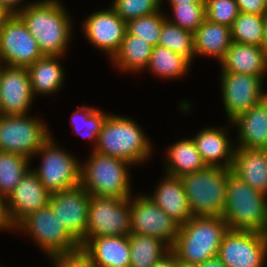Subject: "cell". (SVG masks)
<instances>
[{
    "label": "cell",
    "mask_w": 267,
    "mask_h": 267,
    "mask_svg": "<svg viewBox=\"0 0 267 267\" xmlns=\"http://www.w3.org/2000/svg\"><path fill=\"white\" fill-rule=\"evenodd\" d=\"M64 0H38L17 16L37 40L43 56H67L75 36L74 19Z\"/></svg>",
    "instance_id": "1"
},
{
    "label": "cell",
    "mask_w": 267,
    "mask_h": 267,
    "mask_svg": "<svg viewBox=\"0 0 267 267\" xmlns=\"http://www.w3.org/2000/svg\"><path fill=\"white\" fill-rule=\"evenodd\" d=\"M138 123L132 117L110 112L102 125L93 151L123 159L135 167L143 166L156 154V148L141 123Z\"/></svg>",
    "instance_id": "2"
},
{
    "label": "cell",
    "mask_w": 267,
    "mask_h": 267,
    "mask_svg": "<svg viewBox=\"0 0 267 267\" xmlns=\"http://www.w3.org/2000/svg\"><path fill=\"white\" fill-rule=\"evenodd\" d=\"M229 230L222 217L193 216L180 225L170 251L177 262L199 265L218 256L219 247Z\"/></svg>",
    "instance_id": "3"
},
{
    "label": "cell",
    "mask_w": 267,
    "mask_h": 267,
    "mask_svg": "<svg viewBox=\"0 0 267 267\" xmlns=\"http://www.w3.org/2000/svg\"><path fill=\"white\" fill-rule=\"evenodd\" d=\"M88 155L80 161V185L90 195L124 199L134 194L131 163L93 150Z\"/></svg>",
    "instance_id": "4"
},
{
    "label": "cell",
    "mask_w": 267,
    "mask_h": 267,
    "mask_svg": "<svg viewBox=\"0 0 267 267\" xmlns=\"http://www.w3.org/2000/svg\"><path fill=\"white\" fill-rule=\"evenodd\" d=\"M222 218L231 230L267 234V196L251 188L231 172L228 175Z\"/></svg>",
    "instance_id": "5"
},
{
    "label": "cell",
    "mask_w": 267,
    "mask_h": 267,
    "mask_svg": "<svg viewBox=\"0 0 267 267\" xmlns=\"http://www.w3.org/2000/svg\"><path fill=\"white\" fill-rule=\"evenodd\" d=\"M231 169L206 166L180 177L193 216L222 217Z\"/></svg>",
    "instance_id": "6"
},
{
    "label": "cell",
    "mask_w": 267,
    "mask_h": 267,
    "mask_svg": "<svg viewBox=\"0 0 267 267\" xmlns=\"http://www.w3.org/2000/svg\"><path fill=\"white\" fill-rule=\"evenodd\" d=\"M29 237L46 259L73 253L81 249L80 243L68 232L47 205L24 217L16 225V234Z\"/></svg>",
    "instance_id": "7"
},
{
    "label": "cell",
    "mask_w": 267,
    "mask_h": 267,
    "mask_svg": "<svg viewBox=\"0 0 267 267\" xmlns=\"http://www.w3.org/2000/svg\"><path fill=\"white\" fill-rule=\"evenodd\" d=\"M64 148L52 134L34 155L39 164L31 169L51 194L80 185L81 158Z\"/></svg>",
    "instance_id": "8"
},
{
    "label": "cell",
    "mask_w": 267,
    "mask_h": 267,
    "mask_svg": "<svg viewBox=\"0 0 267 267\" xmlns=\"http://www.w3.org/2000/svg\"><path fill=\"white\" fill-rule=\"evenodd\" d=\"M46 120L34 114H0V151L17 153L33 159L36 152L53 134Z\"/></svg>",
    "instance_id": "9"
},
{
    "label": "cell",
    "mask_w": 267,
    "mask_h": 267,
    "mask_svg": "<svg viewBox=\"0 0 267 267\" xmlns=\"http://www.w3.org/2000/svg\"><path fill=\"white\" fill-rule=\"evenodd\" d=\"M89 200L87 237L131 234V197L90 195Z\"/></svg>",
    "instance_id": "10"
},
{
    "label": "cell",
    "mask_w": 267,
    "mask_h": 267,
    "mask_svg": "<svg viewBox=\"0 0 267 267\" xmlns=\"http://www.w3.org/2000/svg\"><path fill=\"white\" fill-rule=\"evenodd\" d=\"M218 84L228 122H232L267 96L266 82L251 74L220 72Z\"/></svg>",
    "instance_id": "11"
},
{
    "label": "cell",
    "mask_w": 267,
    "mask_h": 267,
    "mask_svg": "<svg viewBox=\"0 0 267 267\" xmlns=\"http://www.w3.org/2000/svg\"><path fill=\"white\" fill-rule=\"evenodd\" d=\"M107 5L86 15L80 22V27L89 46L97 48L110 61L121 47L126 33V22Z\"/></svg>",
    "instance_id": "12"
},
{
    "label": "cell",
    "mask_w": 267,
    "mask_h": 267,
    "mask_svg": "<svg viewBox=\"0 0 267 267\" xmlns=\"http://www.w3.org/2000/svg\"><path fill=\"white\" fill-rule=\"evenodd\" d=\"M218 257L227 267H267V234L229 229Z\"/></svg>",
    "instance_id": "13"
},
{
    "label": "cell",
    "mask_w": 267,
    "mask_h": 267,
    "mask_svg": "<svg viewBox=\"0 0 267 267\" xmlns=\"http://www.w3.org/2000/svg\"><path fill=\"white\" fill-rule=\"evenodd\" d=\"M179 229L180 224L145 193H134L131 196V233L159 238L171 248Z\"/></svg>",
    "instance_id": "14"
},
{
    "label": "cell",
    "mask_w": 267,
    "mask_h": 267,
    "mask_svg": "<svg viewBox=\"0 0 267 267\" xmlns=\"http://www.w3.org/2000/svg\"><path fill=\"white\" fill-rule=\"evenodd\" d=\"M42 57L37 40L24 22L17 15H11L1 25L0 63L27 68Z\"/></svg>",
    "instance_id": "15"
},
{
    "label": "cell",
    "mask_w": 267,
    "mask_h": 267,
    "mask_svg": "<svg viewBox=\"0 0 267 267\" xmlns=\"http://www.w3.org/2000/svg\"><path fill=\"white\" fill-rule=\"evenodd\" d=\"M90 194L81 185L50 195L49 206L68 232L81 244L87 238Z\"/></svg>",
    "instance_id": "16"
},
{
    "label": "cell",
    "mask_w": 267,
    "mask_h": 267,
    "mask_svg": "<svg viewBox=\"0 0 267 267\" xmlns=\"http://www.w3.org/2000/svg\"><path fill=\"white\" fill-rule=\"evenodd\" d=\"M35 100L27 68L0 63V114H31Z\"/></svg>",
    "instance_id": "17"
},
{
    "label": "cell",
    "mask_w": 267,
    "mask_h": 267,
    "mask_svg": "<svg viewBox=\"0 0 267 267\" xmlns=\"http://www.w3.org/2000/svg\"><path fill=\"white\" fill-rule=\"evenodd\" d=\"M227 126H207L191 136L202 160L207 166L231 169L235 150V139L230 135L232 122L226 121ZM231 127V128H230ZM231 130V131H230Z\"/></svg>",
    "instance_id": "18"
},
{
    "label": "cell",
    "mask_w": 267,
    "mask_h": 267,
    "mask_svg": "<svg viewBox=\"0 0 267 267\" xmlns=\"http://www.w3.org/2000/svg\"><path fill=\"white\" fill-rule=\"evenodd\" d=\"M51 193L30 168L7 197L8 212L17 225L28 214L46 207Z\"/></svg>",
    "instance_id": "19"
},
{
    "label": "cell",
    "mask_w": 267,
    "mask_h": 267,
    "mask_svg": "<svg viewBox=\"0 0 267 267\" xmlns=\"http://www.w3.org/2000/svg\"><path fill=\"white\" fill-rule=\"evenodd\" d=\"M164 174V175H163ZM154 185V190L145 192L169 217L180 225L193 217L182 181L177 176L163 173Z\"/></svg>",
    "instance_id": "20"
},
{
    "label": "cell",
    "mask_w": 267,
    "mask_h": 267,
    "mask_svg": "<svg viewBox=\"0 0 267 267\" xmlns=\"http://www.w3.org/2000/svg\"><path fill=\"white\" fill-rule=\"evenodd\" d=\"M80 245L96 267H130L129 236L87 237Z\"/></svg>",
    "instance_id": "21"
},
{
    "label": "cell",
    "mask_w": 267,
    "mask_h": 267,
    "mask_svg": "<svg viewBox=\"0 0 267 267\" xmlns=\"http://www.w3.org/2000/svg\"><path fill=\"white\" fill-rule=\"evenodd\" d=\"M218 65L219 72L251 74L266 82L267 54L262 46L232 41Z\"/></svg>",
    "instance_id": "22"
},
{
    "label": "cell",
    "mask_w": 267,
    "mask_h": 267,
    "mask_svg": "<svg viewBox=\"0 0 267 267\" xmlns=\"http://www.w3.org/2000/svg\"><path fill=\"white\" fill-rule=\"evenodd\" d=\"M235 147L267 149V96L232 121Z\"/></svg>",
    "instance_id": "23"
},
{
    "label": "cell",
    "mask_w": 267,
    "mask_h": 267,
    "mask_svg": "<svg viewBox=\"0 0 267 267\" xmlns=\"http://www.w3.org/2000/svg\"><path fill=\"white\" fill-rule=\"evenodd\" d=\"M65 58L66 56H43L27 67L32 92L36 99L39 96L58 95L64 88L65 78H67L63 65Z\"/></svg>",
    "instance_id": "24"
},
{
    "label": "cell",
    "mask_w": 267,
    "mask_h": 267,
    "mask_svg": "<svg viewBox=\"0 0 267 267\" xmlns=\"http://www.w3.org/2000/svg\"><path fill=\"white\" fill-rule=\"evenodd\" d=\"M232 173L267 196V150L235 147Z\"/></svg>",
    "instance_id": "25"
},
{
    "label": "cell",
    "mask_w": 267,
    "mask_h": 267,
    "mask_svg": "<svg viewBox=\"0 0 267 267\" xmlns=\"http://www.w3.org/2000/svg\"><path fill=\"white\" fill-rule=\"evenodd\" d=\"M163 153V173L171 176L180 178L207 166L190 135L178 138L174 143L166 146Z\"/></svg>",
    "instance_id": "26"
},
{
    "label": "cell",
    "mask_w": 267,
    "mask_h": 267,
    "mask_svg": "<svg viewBox=\"0 0 267 267\" xmlns=\"http://www.w3.org/2000/svg\"><path fill=\"white\" fill-rule=\"evenodd\" d=\"M196 58L208 57L218 63L232 43L231 28L205 19L193 33Z\"/></svg>",
    "instance_id": "27"
},
{
    "label": "cell",
    "mask_w": 267,
    "mask_h": 267,
    "mask_svg": "<svg viewBox=\"0 0 267 267\" xmlns=\"http://www.w3.org/2000/svg\"><path fill=\"white\" fill-rule=\"evenodd\" d=\"M152 50L153 46L147 41L126 32L119 51L109 63L122 75L133 74L137 77L146 69Z\"/></svg>",
    "instance_id": "28"
},
{
    "label": "cell",
    "mask_w": 267,
    "mask_h": 267,
    "mask_svg": "<svg viewBox=\"0 0 267 267\" xmlns=\"http://www.w3.org/2000/svg\"><path fill=\"white\" fill-rule=\"evenodd\" d=\"M191 66L193 64L184 56L157 45L153 47L149 63L143 73L149 72L148 74L157 77V80L179 81L184 76L188 77L193 68Z\"/></svg>",
    "instance_id": "29"
},
{
    "label": "cell",
    "mask_w": 267,
    "mask_h": 267,
    "mask_svg": "<svg viewBox=\"0 0 267 267\" xmlns=\"http://www.w3.org/2000/svg\"><path fill=\"white\" fill-rule=\"evenodd\" d=\"M130 267H151L160 262L171 251L162 240L150 235H129Z\"/></svg>",
    "instance_id": "30"
},
{
    "label": "cell",
    "mask_w": 267,
    "mask_h": 267,
    "mask_svg": "<svg viewBox=\"0 0 267 267\" xmlns=\"http://www.w3.org/2000/svg\"><path fill=\"white\" fill-rule=\"evenodd\" d=\"M110 113L97 106H79L73 110L70 117V126L73 134L90 142V149L94 150L98 142V135L102 125Z\"/></svg>",
    "instance_id": "31"
},
{
    "label": "cell",
    "mask_w": 267,
    "mask_h": 267,
    "mask_svg": "<svg viewBox=\"0 0 267 267\" xmlns=\"http://www.w3.org/2000/svg\"><path fill=\"white\" fill-rule=\"evenodd\" d=\"M31 166L28 157L0 151V194L7 198Z\"/></svg>",
    "instance_id": "32"
},
{
    "label": "cell",
    "mask_w": 267,
    "mask_h": 267,
    "mask_svg": "<svg viewBox=\"0 0 267 267\" xmlns=\"http://www.w3.org/2000/svg\"><path fill=\"white\" fill-rule=\"evenodd\" d=\"M193 40L192 32L184 30L166 19L162 25L158 46L184 56L193 64L196 59Z\"/></svg>",
    "instance_id": "33"
},
{
    "label": "cell",
    "mask_w": 267,
    "mask_h": 267,
    "mask_svg": "<svg viewBox=\"0 0 267 267\" xmlns=\"http://www.w3.org/2000/svg\"><path fill=\"white\" fill-rule=\"evenodd\" d=\"M264 15L240 12L231 26L232 41L262 46Z\"/></svg>",
    "instance_id": "34"
},
{
    "label": "cell",
    "mask_w": 267,
    "mask_h": 267,
    "mask_svg": "<svg viewBox=\"0 0 267 267\" xmlns=\"http://www.w3.org/2000/svg\"><path fill=\"white\" fill-rule=\"evenodd\" d=\"M169 11H165L168 21L179 27L194 33L206 19L205 3H185L169 5Z\"/></svg>",
    "instance_id": "35"
},
{
    "label": "cell",
    "mask_w": 267,
    "mask_h": 267,
    "mask_svg": "<svg viewBox=\"0 0 267 267\" xmlns=\"http://www.w3.org/2000/svg\"><path fill=\"white\" fill-rule=\"evenodd\" d=\"M165 12L160 9L154 14L144 15L126 22V32L147 41L153 47L158 45Z\"/></svg>",
    "instance_id": "36"
},
{
    "label": "cell",
    "mask_w": 267,
    "mask_h": 267,
    "mask_svg": "<svg viewBox=\"0 0 267 267\" xmlns=\"http://www.w3.org/2000/svg\"><path fill=\"white\" fill-rule=\"evenodd\" d=\"M109 5L125 22L161 9V0H111Z\"/></svg>",
    "instance_id": "37"
},
{
    "label": "cell",
    "mask_w": 267,
    "mask_h": 267,
    "mask_svg": "<svg viewBox=\"0 0 267 267\" xmlns=\"http://www.w3.org/2000/svg\"><path fill=\"white\" fill-rule=\"evenodd\" d=\"M206 19L231 28L240 11L235 0H205Z\"/></svg>",
    "instance_id": "38"
},
{
    "label": "cell",
    "mask_w": 267,
    "mask_h": 267,
    "mask_svg": "<svg viewBox=\"0 0 267 267\" xmlns=\"http://www.w3.org/2000/svg\"><path fill=\"white\" fill-rule=\"evenodd\" d=\"M51 267H96L90 258L80 249L73 253L48 258Z\"/></svg>",
    "instance_id": "39"
},
{
    "label": "cell",
    "mask_w": 267,
    "mask_h": 267,
    "mask_svg": "<svg viewBox=\"0 0 267 267\" xmlns=\"http://www.w3.org/2000/svg\"><path fill=\"white\" fill-rule=\"evenodd\" d=\"M16 234V225L12 222L9 212L7 198L0 194V233Z\"/></svg>",
    "instance_id": "40"
},
{
    "label": "cell",
    "mask_w": 267,
    "mask_h": 267,
    "mask_svg": "<svg viewBox=\"0 0 267 267\" xmlns=\"http://www.w3.org/2000/svg\"><path fill=\"white\" fill-rule=\"evenodd\" d=\"M240 12L265 15L267 6L264 0H235Z\"/></svg>",
    "instance_id": "41"
},
{
    "label": "cell",
    "mask_w": 267,
    "mask_h": 267,
    "mask_svg": "<svg viewBox=\"0 0 267 267\" xmlns=\"http://www.w3.org/2000/svg\"><path fill=\"white\" fill-rule=\"evenodd\" d=\"M38 0H0V4L11 14L17 15L20 11L25 9Z\"/></svg>",
    "instance_id": "42"
},
{
    "label": "cell",
    "mask_w": 267,
    "mask_h": 267,
    "mask_svg": "<svg viewBox=\"0 0 267 267\" xmlns=\"http://www.w3.org/2000/svg\"><path fill=\"white\" fill-rule=\"evenodd\" d=\"M151 267H177V260L174 255L170 252L160 262L153 264Z\"/></svg>",
    "instance_id": "43"
},
{
    "label": "cell",
    "mask_w": 267,
    "mask_h": 267,
    "mask_svg": "<svg viewBox=\"0 0 267 267\" xmlns=\"http://www.w3.org/2000/svg\"><path fill=\"white\" fill-rule=\"evenodd\" d=\"M199 267H227V266L222 262V260L218 256H216L206 260L202 264H199Z\"/></svg>",
    "instance_id": "44"
},
{
    "label": "cell",
    "mask_w": 267,
    "mask_h": 267,
    "mask_svg": "<svg viewBox=\"0 0 267 267\" xmlns=\"http://www.w3.org/2000/svg\"><path fill=\"white\" fill-rule=\"evenodd\" d=\"M168 5H175V4H185V3H205V0H161V9L163 10L164 8V3Z\"/></svg>",
    "instance_id": "45"
},
{
    "label": "cell",
    "mask_w": 267,
    "mask_h": 267,
    "mask_svg": "<svg viewBox=\"0 0 267 267\" xmlns=\"http://www.w3.org/2000/svg\"><path fill=\"white\" fill-rule=\"evenodd\" d=\"M262 48L264 52L267 54V14L264 15V36L262 41Z\"/></svg>",
    "instance_id": "46"
},
{
    "label": "cell",
    "mask_w": 267,
    "mask_h": 267,
    "mask_svg": "<svg viewBox=\"0 0 267 267\" xmlns=\"http://www.w3.org/2000/svg\"><path fill=\"white\" fill-rule=\"evenodd\" d=\"M11 14L0 4V25H2Z\"/></svg>",
    "instance_id": "47"
},
{
    "label": "cell",
    "mask_w": 267,
    "mask_h": 267,
    "mask_svg": "<svg viewBox=\"0 0 267 267\" xmlns=\"http://www.w3.org/2000/svg\"><path fill=\"white\" fill-rule=\"evenodd\" d=\"M177 267H199V265L185 264V263H182V262H177Z\"/></svg>",
    "instance_id": "48"
},
{
    "label": "cell",
    "mask_w": 267,
    "mask_h": 267,
    "mask_svg": "<svg viewBox=\"0 0 267 267\" xmlns=\"http://www.w3.org/2000/svg\"><path fill=\"white\" fill-rule=\"evenodd\" d=\"M0 267H11V266L0 265Z\"/></svg>",
    "instance_id": "49"
}]
</instances>
